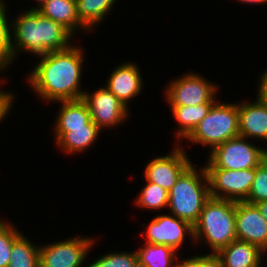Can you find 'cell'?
I'll return each mask as SVG.
<instances>
[{"instance_id": "cell-17", "label": "cell", "mask_w": 267, "mask_h": 267, "mask_svg": "<svg viewBox=\"0 0 267 267\" xmlns=\"http://www.w3.org/2000/svg\"><path fill=\"white\" fill-rule=\"evenodd\" d=\"M101 131L91 120L85 127L69 128V132H52L51 134L54 136L55 146H58L59 151L70 156L89 151L92 145H96L95 141L100 137Z\"/></svg>"}, {"instance_id": "cell-8", "label": "cell", "mask_w": 267, "mask_h": 267, "mask_svg": "<svg viewBox=\"0 0 267 267\" xmlns=\"http://www.w3.org/2000/svg\"><path fill=\"white\" fill-rule=\"evenodd\" d=\"M67 238L40 245V267H86L85 261L90 260L89 253L98 237L77 235Z\"/></svg>"}, {"instance_id": "cell-22", "label": "cell", "mask_w": 267, "mask_h": 267, "mask_svg": "<svg viewBox=\"0 0 267 267\" xmlns=\"http://www.w3.org/2000/svg\"><path fill=\"white\" fill-rule=\"evenodd\" d=\"M140 267H176L178 254L166 245L143 243L136 250Z\"/></svg>"}, {"instance_id": "cell-16", "label": "cell", "mask_w": 267, "mask_h": 267, "mask_svg": "<svg viewBox=\"0 0 267 267\" xmlns=\"http://www.w3.org/2000/svg\"><path fill=\"white\" fill-rule=\"evenodd\" d=\"M216 255L219 257L222 267L267 266V254L264 251L256 245L238 239L219 250Z\"/></svg>"}, {"instance_id": "cell-4", "label": "cell", "mask_w": 267, "mask_h": 267, "mask_svg": "<svg viewBox=\"0 0 267 267\" xmlns=\"http://www.w3.org/2000/svg\"><path fill=\"white\" fill-rule=\"evenodd\" d=\"M210 197L205 166L192 164L169 191L167 212L194 226Z\"/></svg>"}, {"instance_id": "cell-28", "label": "cell", "mask_w": 267, "mask_h": 267, "mask_svg": "<svg viewBox=\"0 0 267 267\" xmlns=\"http://www.w3.org/2000/svg\"><path fill=\"white\" fill-rule=\"evenodd\" d=\"M267 200V160L255 168V177L245 202L256 204Z\"/></svg>"}, {"instance_id": "cell-35", "label": "cell", "mask_w": 267, "mask_h": 267, "mask_svg": "<svg viewBox=\"0 0 267 267\" xmlns=\"http://www.w3.org/2000/svg\"><path fill=\"white\" fill-rule=\"evenodd\" d=\"M265 159L267 160V148L265 147Z\"/></svg>"}, {"instance_id": "cell-5", "label": "cell", "mask_w": 267, "mask_h": 267, "mask_svg": "<svg viewBox=\"0 0 267 267\" xmlns=\"http://www.w3.org/2000/svg\"><path fill=\"white\" fill-rule=\"evenodd\" d=\"M239 136L238 102L219 100L185 139L193 145L200 144L211 152L229 139Z\"/></svg>"}, {"instance_id": "cell-10", "label": "cell", "mask_w": 267, "mask_h": 267, "mask_svg": "<svg viewBox=\"0 0 267 267\" xmlns=\"http://www.w3.org/2000/svg\"><path fill=\"white\" fill-rule=\"evenodd\" d=\"M95 91H87L83 100L88 105L92 121L103 131L115 129L128 121L130 109L122 103L105 85ZM105 128V129H104Z\"/></svg>"}, {"instance_id": "cell-34", "label": "cell", "mask_w": 267, "mask_h": 267, "mask_svg": "<svg viewBox=\"0 0 267 267\" xmlns=\"http://www.w3.org/2000/svg\"><path fill=\"white\" fill-rule=\"evenodd\" d=\"M34 1V0H33ZM36 2L35 3H37V5L35 6H29L28 8H26L27 10H38L42 5H44L47 1H49V0H35Z\"/></svg>"}, {"instance_id": "cell-15", "label": "cell", "mask_w": 267, "mask_h": 267, "mask_svg": "<svg viewBox=\"0 0 267 267\" xmlns=\"http://www.w3.org/2000/svg\"><path fill=\"white\" fill-rule=\"evenodd\" d=\"M255 100L249 99L238 102L239 136L254 140L267 146V104L257 96ZM263 143V144H262ZM266 143V145H265Z\"/></svg>"}, {"instance_id": "cell-19", "label": "cell", "mask_w": 267, "mask_h": 267, "mask_svg": "<svg viewBox=\"0 0 267 267\" xmlns=\"http://www.w3.org/2000/svg\"><path fill=\"white\" fill-rule=\"evenodd\" d=\"M58 112L54 119L53 132H69V128L85 127L91 119L88 105L83 99L58 101Z\"/></svg>"}, {"instance_id": "cell-25", "label": "cell", "mask_w": 267, "mask_h": 267, "mask_svg": "<svg viewBox=\"0 0 267 267\" xmlns=\"http://www.w3.org/2000/svg\"><path fill=\"white\" fill-rule=\"evenodd\" d=\"M7 4V5H6ZM8 1L0 0V75L7 72L14 65L12 57L10 14H8ZM9 16V17H8ZM9 68V69H8ZM0 76V79H4Z\"/></svg>"}, {"instance_id": "cell-1", "label": "cell", "mask_w": 267, "mask_h": 267, "mask_svg": "<svg viewBox=\"0 0 267 267\" xmlns=\"http://www.w3.org/2000/svg\"><path fill=\"white\" fill-rule=\"evenodd\" d=\"M77 44L73 42L67 49L35 57L38 63L26 73L27 85L44 104L83 98L81 80L86 49Z\"/></svg>"}, {"instance_id": "cell-30", "label": "cell", "mask_w": 267, "mask_h": 267, "mask_svg": "<svg viewBox=\"0 0 267 267\" xmlns=\"http://www.w3.org/2000/svg\"><path fill=\"white\" fill-rule=\"evenodd\" d=\"M6 82L4 79H0V124L2 121L8 118L9 113L12 111L14 102L16 103L17 94L9 89L2 88ZM16 96V97H15Z\"/></svg>"}, {"instance_id": "cell-9", "label": "cell", "mask_w": 267, "mask_h": 267, "mask_svg": "<svg viewBox=\"0 0 267 267\" xmlns=\"http://www.w3.org/2000/svg\"><path fill=\"white\" fill-rule=\"evenodd\" d=\"M150 219L151 221L148 222V226H144V230L140 233L142 238L144 236L143 243L166 245L177 253L181 250L182 245L186 243L187 239L188 241L192 240L190 242H193V245H195L194 228L190 223L170 213L157 214V216Z\"/></svg>"}, {"instance_id": "cell-3", "label": "cell", "mask_w": 267, "mask_h": 267, "mask_svg": "<svg viewBox=\"0 0 267 267\" xmlns=\"http://www.w3.org/2000/svg\"><path fill=\"white\" fill-rule=\"evenodd\" d=\"M235 210V201L210 197L193 226L194 244L204 243L209 253L216 254L236 240Z\"/></svg>"}, {"instance_id": "cell-31", "label": "cell", "mask_w": 267, "mask_h": 267, "mask_svg": "<svg viewBox=\"0 0 267 267\" xmlns=\"http://www.w3.org/2000/svg\"><path fill=\"white\" fill-rule=\"evenodd\" d=\"M257 85V97L265 104H267V68L259 74Z\"/></svg>"}, {"instance_id": "cell-24", "label": "cell", "mask_w": 267, "mask_h": 267, "mask_svg": "<svg viewBox=\"0 0 267 267\" xmlns=\"http://www.w3.org/2000/svg\"><path fill=\"white\" fill-rule=\"evenodd\" d=\"M145 184L140 189L137 197L134 198L133 201L139 210H150L151 211H162L163 209L166 211L168 206V198L169 192L164 190L157 184L144 181Z\"/></svg>"}, {"instance_id": "cell-23", "label": "cell", "mask_w": 267, "mask_h": 267, "mask_svg": "<svg viewBox=\"0 0 267 267\" xmlns=\"http://www.w3.org/2000/svg\"><path fill=\"white\" fill-rule=\"evenodd\" d=\"M22 233L12 244L8 267H40L39 245Z\"/></svg>"}, {"instance_id": "cell-13", "label": "cell", "mask_w": 267, "mask_h": 267, "mask_svg": "<svg viewBox=\"0 0 267 267\" xmlns=\"http://www.w3.org/2000/svg\"><path fill=\"white\" fill-rule=\"evenodd\" d=\"M115 67L109 71L111 73L105 86L130 109L129 103L137 99V96L145 89L143 74L137 63L132 61L122 62Z\"/></svg>"}, {"instance_id": "cell-2", "label": "cell", "mask_w": 267, "mask_h": 267, "mask_svg": "<svg viewBox=\"0 0 267 267\" xmlns=\"http://www.w3.org/2000/svg\"><path fill=\"white\" fill-rule=\"evenodd\" d=\"M10 33L14 63L23 52L33 58L67 49L75 38L65 27L37 10L23 9L14 15L10 19Z\"/></svg>"}, {"instance_id": "cell-27", "label": "cell", "mask_w": 267, "mask_h": 267, "mask_svg": "<svg viewBox=\"0 0 267 267\" xmlns=\"http://www.w3.org/2000/svg\"><path fill=\"white\" fill-rule=\"evenodd\" d=\"M22 233L12 221L7 219L0 221V267H8L12 244Z\"/></svg>"}, {"instance_id": "cell-14", "label": "cell", "mask_w": 267, "mask_h": 267, "mask_svg": "<svg viewBox=\"0 0 267 267\" xmlns=\"http://www.w3.org/2000/svg\"><path fill=\"white\" fill-rule=\"evenodd\" d=\"M235 223L238 240L256 245L267 254V221L255 204L236 202Z\"/></svg>"}, {"instance_id": "cell-33", "label": "cell", "mask_w": 267, "mask_h": 267, "mask_svg": "<svg viewBox=\"0 0 267 267\" xmlns=\"http://www.w3.org/2000/svg\"><path fill=\"white\" fill-rule=\"evenodd\" d=\"M259 209L261 215L267 221V200L255 204Z\"/></svg>"}, {"instance_id": "cell-20", "label": "cell", "mask_w": 267, "mask_h": 267, "mask_svg": "<svg viewBox=\"0 0 267 267\" xmlns=\"http://www.w3.org/2000/svg\"><path fill=\"white\" fill-rule=\"evenodd\" d=\"M215 103H204L195 106H169L171 117L177 122L174 138L175 144H181L192 133L199 122L209 113ZM181 141V142H180Z\"/></svg>"}, {"instance_id": "cell-6", "label": "cell", "mask_w": 267, "mask_h": 267, "mask_svg": "<svg viewBox=\"0 0 267 267\" xmlns=\"http://www.w3.org/2000/svg\"><path fill=\"white\" fill-rule=\"evenodd\" d=\"M202 76L200 73L185 72L169 80L163 88L167 106H195L204 103H216L221 86Z\"/></svg>"}, {"instance_id": "cell-32", "label": "cell", "mask_w": 267, "mask_h": 267, "mask_svg": "<svg viewBox=\"0 0 267 267\" xmlns=\"http://www.w3.org/2000/svg\"><path fill=\"white\" fill-rule=\"evenodd\" d=\"M234 1H237V2H240L241 4H247V5H267V0H234Z\"/></svg>"}, {"instance_id": "cell-26", "label": "cell", "mask_w": 267, "mask_h": 267, "mask_svg": "<svg viewBox=\"0 0 267 267\" xmlns=\"http://www.w3.org/2000/svg\"><path fill=\"white\" fill-rule=\"evenodd\" d=\"M112 251L92 260L86 267H140L138 254L131 251Z\"/></svg>"}, {"instance_id": "cell-21", "label": "cell", "mask_w": 267, "mask_h": 267, "mask_svg": "<svg viewBox=\"0 0 267 267\" xmlns=\"http://www.w3.org/2000/svg\"><path fill=\"white\" fill-rule=\"evenodd\" d=\"M117 0H76L79 20L91 31L97 30L105 18L112 15ZM113 9V10H112ZM102 22V23H101Z\"/></svg>"}, {"instance_id": "cell-18", "label": "cell", "mask_w": 267, "mask_h": 267, "mask_svg": "<svg viewBox=\"0 0 267 267\" xmlns=\"http://www.w3.org/2000/svg\"><path fill=\"white\" fill-rule=\"evenodd\" d=\"M44 17L65 27L74 37L91 32L77 15L76 0H49L38 10Z\"/></svg>"}, {"instance_id": "cell-7", "label": "cell", "mask_w": 267, "mask_h": 267, "mask_svg": "<svg viewBox=\"0 0 267 267\" xmlns=\"http://www.w3.org/2000/svg\"><path fill=\"white\" fill-rule=\"evenodd\" d=\"M238 136L215 147L205 161V168L245 170L256 168L265 160V147L253 140ZM253 142V143H252Z\"/></svg>"}, {"instance_id": "cell-12", "label": "cell", "mask_w": 267, "mask_h": 267, "mask_svg": "<svg viewBox=\"0 0 267 267\" xmlns=\"http://www.w3.org/2000/svg\"><path fill=\"white\" fill-rule=\"evenodd\" d=\"M205 169L211 197L235 202L247 199L254 181L255 168L239 171L220 168Z\"/></svg>"}, {"instance_id": "cell-29", "label": "cell", "mask_w": 267, "mask_h": 267, "mask_svg": "<svg viewBox=\"0 0 267 267\" xmlns=\"http://www.w3.org/2000/svg\"><path fill=\"white\" fill-rule=\"evenodd\" d=\"M176 267H222V265L216 254L203 252L186 258L178 255Z\"/></svg>"}, {"instance_id": "cell-11", "label": "cell", "mask_w": 267, "mask_h": 267, "mask_svg": "<svg viewBox=\"0 0 267 267\" xmlns=\"http://www.w3.org/2000/svg\"><path fill=\"white\" fill-rule=\"evenodd\" d=\"M183 144H176L171 152L155 156L144 166L143 177L169 192L180 176L193 164Z\"/></svg>"}]
</instances>
